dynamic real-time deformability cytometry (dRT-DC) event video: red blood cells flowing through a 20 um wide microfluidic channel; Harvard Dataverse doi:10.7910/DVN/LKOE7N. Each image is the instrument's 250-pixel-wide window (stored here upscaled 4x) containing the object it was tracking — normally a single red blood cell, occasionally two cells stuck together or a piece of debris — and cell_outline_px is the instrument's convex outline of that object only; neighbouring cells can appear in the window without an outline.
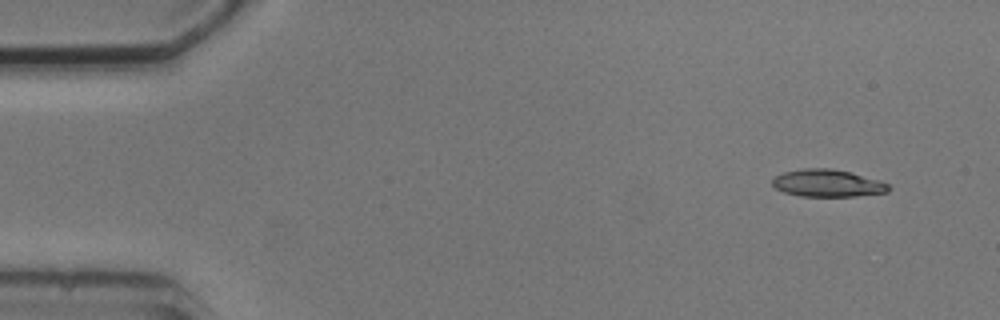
{"species": "common noctule bat (a hibernating species)", "species_latin": "Nyctalus noctula", "temperature_condition": "cold", "stored_images_in_passage": 5, "camera_frame_rate_fps": 3000, "um_per_image_px": 0.085, "animal": {"sex": "male", "body_mass_g": 20.5, "forearm_length_mm": 52.5}, "frame": {"image": 1, "passage_image": 1, "time_ms": 0.0, "image_size_px": [1000, 320], "cell_outline_px": [[892, 188], [888, 192], [856, 196], [800, 196], [784, 192], [776, 188], [772, 184], [772, 180], [776, 176], [784, 172], [804, 168], [832, 168], [880, 180], [888, 184]], "centroid_in_image_um": [70.36, 15.57], "position_along_channel_um": 14.6, "area_um2": 18.44}}
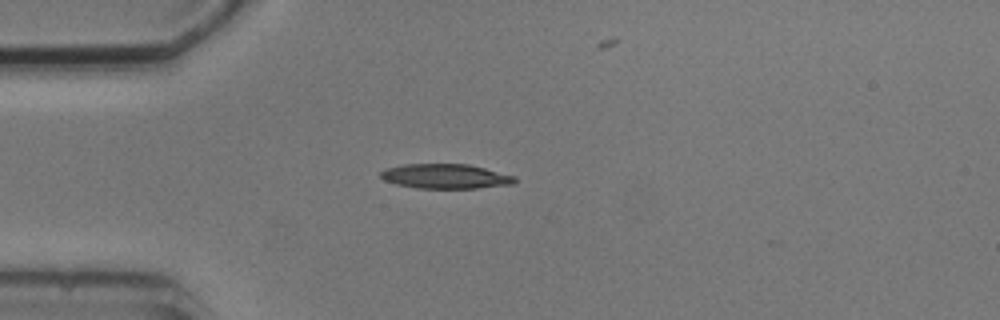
{"frame": {"image": 2, "passage_image": 4, "time_ms": 3.333, "image_size_px": [1000, 320], "cell_outline_px": [[516, 180], [512, 184], [476, 188], [416, 188], [396, 184], [384, 180], [380, 176], [380, 172], [384, 168], [404, 164], [468, 164], [516, 176]], "centroid_in_image_um": [37.83, 14.98], "position_along_channel_um": 47.2, "area_um2": 19.25}}